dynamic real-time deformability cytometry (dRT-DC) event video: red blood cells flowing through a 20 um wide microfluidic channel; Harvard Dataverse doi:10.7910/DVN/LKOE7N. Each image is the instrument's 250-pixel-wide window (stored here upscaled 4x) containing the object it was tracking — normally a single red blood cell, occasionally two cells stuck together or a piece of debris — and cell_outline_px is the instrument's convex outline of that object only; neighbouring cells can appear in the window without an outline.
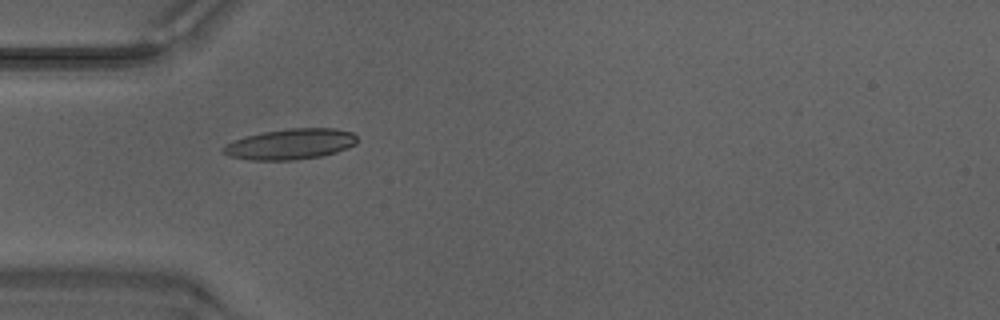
{"species": "Egyptian fruit bat (a non-hibernating species)", "species_latin": "Rousettus aegyptiacus", "temperature_condition": "warm", "stored_images_in_passage": 49, "camera_frame_rate_fps": 3000, "um_per_image_px": 0.085, "animal": {"sex": "male"}, "frame": {"image": 1, "passage_image": 15, "time_ms": 4.667, "image_size_px": [1000, 320], "cell_outline_px": [[356, 144], [348, 148], [324, 156], [292, 160], [252, 160], [228, 156], [220, 148], [224, 144], [232, 140], [244, 136], [264, 132], [288, 128], [336, 128], [352, 132], [356, 136]], "centroid_in_image_um": [24.67, 12.25], "position_along_channel_um": 60.3, "area_um2": 24.16}}
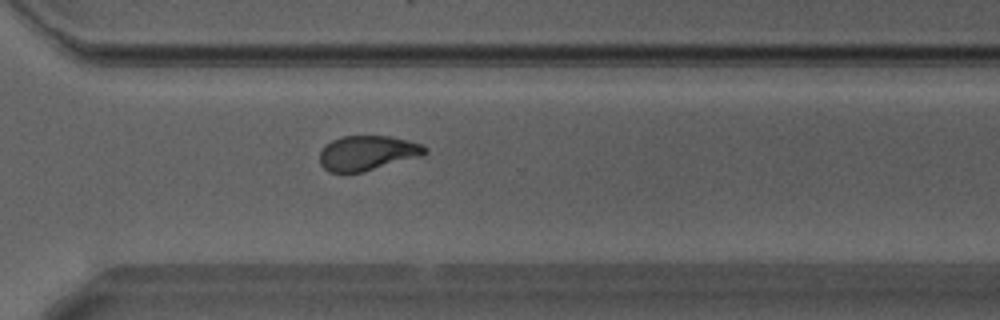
{"frame": {"image": 2, "passage_image": 35, "time_ms": 11.333, "image_size_px": [1000, 320], "cell_outline_px": [[428, 152], [420, 156], [360, 172], [328, 172], [320, 164], [320, 152], [324, 144], [332, 140], [344, 136], [388, 136], [408, 140], [420, 144], [428, 148]], "centroid_in_image_um": [31.19, 12.99], "position_along_channel_um": 339.4, "area_um2": 21.1}}
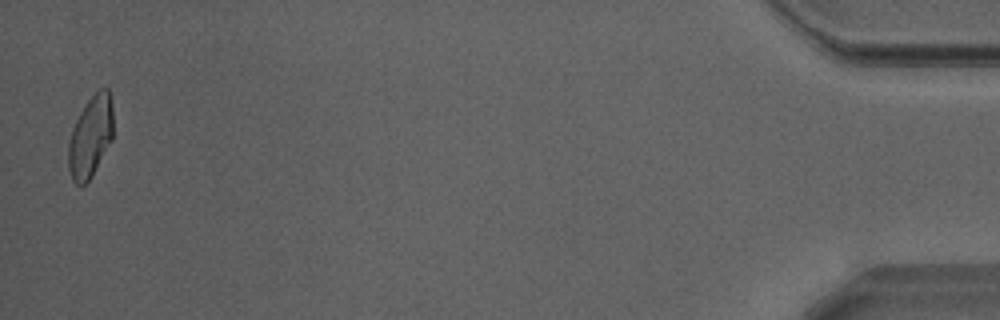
{"frame": {"image": 3, "passage_image": 48, "time_ms": 15.667, "image_size_px": [1000, 320], "cell_outline_px": [[112, 140], [92, 176], [84, 184], [76, 184], [72, 180], [68, 168], [68, 144], [72, 128], [84, 104], [100, 88], [108, 88], [112, 100]], "centroid_in_image_um": [7.69, 11.61], "position_along_channel_um": 427.5, "area_um2": 21.27}, "authors_computed_cell_mechanics": {"area_um2": 21.6172, "velocity_mm_per_s": 4.2323, "shape_relaxation_time_tau1_ms": 5.6159, "shape_relaxation_time_tau2_ms": 1.4423, "deformation_change_tau1": 0.1753, "deformation_change_tau2": 0.0834}}